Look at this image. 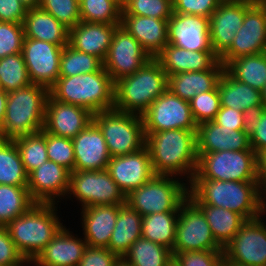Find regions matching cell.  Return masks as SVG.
Masks as SVG:
<instances>
[{"label":"cell","instance_id":"obj_1","mask_svg":"<svg viewBox=\"0 0 266 266\" xmlns=\"http://www.w3.org/2000/svg\"><path fill=\"white\" fill-rule=\"evenodd\" d=\"M196 132L170 129L145 133V146L155 175L178 176L188 184L192 181L198 164Z\"/></svg>","mask_w":266,"mask_h":266},{"label":"cell","instance_id":"obj_2","mask_svg":"<svg viewBox=\"0 0 266 266\" xmlns=\"http://www.w3.org/2000/svg\"><path fill=\"white\" fill-rule=\"evenodd\" d=\"M188 197L196 205L223 207L242 215L246 220L262 215L257 181L192 179L188 184Z\"/></svg>","mask_w":266,"mask_h":266},{"label":"cell","instance_id":"obj_3","mask_svg":"<svg viewBox=\"0 0 266 266\" xmlns=\"http://www.w3.org/2000/svg\"><path fill=\"white\" fill-rule=\"evenodd\" d=\"M57 207L52 203H35L6 225L17 250L26 260L35 259L65 226L57 215Z\"/></svg>","mask_w":266,"mask_h":266},{"label":"cell","instance_id":"obj_4","mask_svg":"<svg viewBox=\"0 0 266 266\" xmlns=\"http://www.w3.org/2000/svg\"><path fill=\"white\" fill-rule=\"evenodd\" d=\"M167 86L166 72L155 58H151L134 74L114 82L113 108L141 116Z\"/></svg>","mask_w":266,"mask_h":266},{"label":"cell","instance_id":"obj_5","mask_svg":"<svg viewBox=\"0 0 266 266\" xmlns=\"http://www.w3.org/2000/svg\"><path fill=\"white\" fill-rule=\"evenodd\" d=\"M49 94L60 102L82 106L92 114L114 106V82L104 67L97 72L59 77Z\"/></svg>","mask_w":266,"mask_h":266},{"label":"cell","instance_id":"obj_6","mask_svg":"<svg viewBox=\"0 0 266 266\" xmlns=\"http://www.w3.org/2000/svg\"><path fill=\"white\" fill-rule=\"evenodd\" d=\"M48 95L47 87L33 83L9 92L0 139L14 140L20 136L40 132L44 126Z\"/></svg>","mask_w":266,"mask_h":266},{"label":"cell","instance_id":"obj_7","mask_svg":"<svg viewBox=\"0 0 266 266\" xmlns=\"http://www.w3.org/2000/svg\"><path fill=\"white\" fill-rule=\"evenodd\" d=\"M183 181L176 176L154 175L126 196V204L142 217L155 213L179 212L180 204L188 197V183Z\"/></svg>","mask_w":266,"mask_h":266},{"label":"cell","instance_id":"obj_8","mask_svg":"<svg viewBox=\"0 0 266 266\" xmlns=\"http://www.w3.org/2000/svg\"><path fill=\"white\" fill-rule=\"evenodd\" d=\"M102 131L111 157L134 153L145 146L143 120L140 115L116 109L93 114Z\"/></svg>","mask_w":266,"mask_h":266},{"label":"cell","instance_id":"obj_9","mask_svg":"<svg viewBox=\"0 0 266 266\" xmlns=\"http://www.w3.org/2000/svg\"><path fill=\"white\" fill-rule=\"evenodd\" d=\"M198 164L192 179L257 181V154L254 150L197 153Z\"/></svg>","mask_w":266,"mask_h":266},{"label":"cell","instance_id":"obj_10","mask_svg":"<svg viewBox=\"0 0 266 266\" xmlns=\"http://www.w3.org/2000/svg\"><path fill=\"white\" fill-rule=\"evenodd\" d=\"M75 197L81 207L96 205H124L126 196L107 169L72 171L66 198Z\"/></svg>","mask_w":266,"mask_h":266},{"label":"cell","instance_id":"obj_11","mask_svg":"<svg viewBox=\"0 0 266 266\" xmlns=\"http://www.w3.org/2000/svg\"><path fill=\"white\" fill-rule=\"evenodd\" d=\"M207 250L223 248L216 242L202 210L187 197L179 206L172 254Z\"/></svg>","mask_w":266,"mask_h":266},{"label":"cell","instance_id":"obj_12","mask_svg":"<svg viewBox=\"0 0 266 266\" xmlns=\"http://www.w3.org/2000/svg\"><path fill=\"white\" fill-rule=\"evenodd\" d=\"M144 133L170 129L197 130L189 101L181 99L170 90L160 95L141 115Z\"/></svg>","mask_w":266,"mask_h":266},{"label":"cell","instance_id":"obj_13","mask_svg":"<svg viewBox=\"0 0 266 266\" xmlns=\"http://www.w3.org/2000/svg\"><path fill=\"white\" fill-rule=\"evenodd\" d=\"M261 215L247 220L223 248L224 257L241 266H266V221Z\"/></svg>","mask_w":266,"mask_h":266},{"label":"cell","instance_id":"obj_14","mask_svg":"<svg viewBox=\"0 0 266 266\" xmlns=\"http://www.w3.org/2000/svg\"><path fill=\"white\" fill-rule=\"evenodd\" d=\"M262 52H266V1L256 0L246 10L242 27L219 61L226 66L232 59Z\"/></svg>","mask_w":266,"mask_h":266},{"label":"cell","instance_id":"obj_15","mask_svg":"<svg viewBox=\"0 0 266 266\" xmlns=\"http://www.w3.org/2000/svg\"><path fill=\"white\" fill-rule=\"evenodd\" d=\"M149 59L150 55L141 44L121 25L112 37L103 67L113 82L122 77L134 74Z\"/></svg>","mask_w":266,"mask_h":266},{"label":"cell","instance_id":"obj_16","mask_svg":"<svg viewBox=\"0 0 266 266\" xmlns=\"http://www.w3.org/2000/svg\"><path fill=\"white\" fill-rule=\"evenodd\" d=\"M63 47L46 41L24 38L22 54L33 84L50 89L56 83Z\"/></svg>","mask_w":266,"mask_h":266},{"label":"cell","instance_id":"obj_17","mask_svg":"<svg viewBox=\"0 0 266 266\" xmlns=\"http://www.w3.org/2000/svg\"><path fill=\"white\" fill-rule=\"evenodd\" d=\"M256 0H223L209 18L210 42L220 58L232 45L242 27L246 10Z\"/></svg>","mask_w":266,"mask_h":266},{"label":"cell","instance_id":"obj_18","mask_svg":"<svg viewBox=\"0 0 266 266\" xmlns=\"http://www.w3.org/2000/svg\"><path fill=\"white\" fill-rule=\"evenodd\" d=\"M70 174L71 171L64 166L47 160L28 175L27 188L31 199L35 203L52 204H57L64 197L66 199Z\"/></svg>","mask_w":266,"mask_h":266},{"label":"cell","instance_id":"obj_19","mask_svg":"<svg viewBox=\"0 0 266 266\" xmlns=\"http://www.w3.org/2000/svg\"><path fill=\"white\" fill-rule=\"evenodd\" d=\"M107 170L125 196L155 175L146 146L134 153L111 157Z\"/></svg>","mask_w":266,"mask_h":266},{"label":"cell","instance_id":"obj_20","mask_svg":"<svg viewBox=\"0 0 266 266\" xmlns=\"http://www.w3.org/2000/svg\"><path fill=\"white\" fill-rule=\"evenodd\" d=\"M93 121L86 108L47 97L43 130L54 136L73 139Z\"/></svg>","mask_w":266,"mask_h":266},{"label":"cell","instance_id":"obj_21","mask_svg":"<svg viewBox=\"0 0 266 266\" xmlns=\"http://www.w3.org/2000/svg\"><path fill=\"white\" fill-rule=\"evenodd\" d=\"M168 44L189 51H213L209 18L173 12L168 20Z\"/></svg>","mask_w":266,"mask_h":266},{"label":"cell","instance_id":"obj_22","mask_svg":"<svg viewBox=\"0 0 266 266\" xmlns=\"http://www.w3.org/2000/svg\"><path fill=\"white\" fill-rule=\"evenodd\" d=\"M74 170H104L111 158L102 131L91 121L73 139Z\"/></svg>","mask_w":266,"mask_h":266},{"label":"cell","instance_id":"obj_23","mask_svg":"<svg viewBox=\"0 0 266 266\" xmlns=\"http://www.w3.org/2000/svg\"><path fill=\"white\" fill-rule=\"evenodd\" d=\"M196 141L197 153L253 150L249 137L243 130L220 126L214 121L198 124Z\"/></svg>","mask_w":266,"mask_h":266},{"label":"cell","instance_id":"obj_24","mask_svg":"<svg viewBox=\"0 0 266 266\" xmlns=\"http://www.w3.org/2000/svg\"><path fill=\"white\" fill-rule=\"evenodd\" d=\"M64 226L34 259L41 266H77L88 244Z\"/></svg>","mask_w":266,"mask_h":266},{"label":"cell","instance_id":"obj_25","mask_svg":"<svg viewBox=\"0 0 266 266\" xmlns=\"http://www.w3.org/2000/svg\"><path fill=\"white\" fill-rule=\"evenodd\" d=\"M121 205L87 206L81 210L83 238L88 246L108 247Z\"/></svg>","mask_w":266,"mask_h":266},{"label":"cell","instance_id":"obj_26","mask_svg":"<svg viewBox=\"0 0 266 266\" xmlns=\"http://www.w3.org/2000/svg\"><path fill=\"white\" fill-rule=\"evenodd\" d=\"M154 58L167 76L210 70L219 61L213 51H189L172 44H167Z\"/></svg>","mask_w":266,"mask_h":266},{"label":"cell","instance_id":"obj_27","mask_svg":"<svg viewBox=\"0 0 266 266\" xmlns=\"http://www.w3.org/2000/svg\"><path fill=\"white\" fill-rule=\"evenodd\" d=\"M121 26L141 44L151 58L168 44V20L122 14Z\"/></svg>","mask_w":266,"mask_h":266},{"label":"cell","instance_id":"obj_28","mask_svg":"<svg viewBox=\"0 0 266 266\" xmlns=\"http://www.w3.org/2000/svg\"><path fill=\"white\" fill-rule=\"evenodd\" d=\"M119 25L121 24L80 21L70 29L69 45L75 50L94 55L103 62Z\"/></svg>","mask_w":266,"mask_h":266},{"label":"cell","instance_id":"obj_29","mask_svg":"<svg viewBox=\"0 0 266 266\" xmlns=\"http://www.w3.org/2000/svg\"><path fill=\"white\" fill-rule=\"evenodd\" d=\"M225 66L218 61L210 70L176 73L168 76L167 89L190 101L195 95L217 88Z\"/></svg>","mask_w":266,"mask_h":266},{"label":"cell","instance_id":"obj_30","mask_svg":"<svg viewBox=\"0 0 266 266\" xmlns=\"http://www.w3.org/2000/svg\"><path fill=\"white\" fill-rule=\"evenodd\" d=\"M23 27L25 38L46 41L58 46L69 44L70 29L40 7L27 10Z\"/></svg>","mask_w":266,"mask_h":266},{"label":"cell","instance_id":"obj_31","mask_svg":"<svg viewBox=\"0 0 266 266\" xmlns=\"http://www.w3.org/2000/svg\"><path fill=\"white\" fill-rule=\"evenodd\" d=\"M141 234L142 216L125 203L119 208L118 218L107 248L118 257H123Z\"/></svg>","mask_w":266,"mask_h":266},{"label":"cell","instance_id":"obj_32","mask_svg":"<svg viewBox=\"0 0 266 266\" xmlns=\"http://www.w3.org/2000/svg\"><path fill=\"white\" fill-rule=\"evenodd\" d=\"M221 107L244 112L253 106H262L261 92L234 79L226 70L218 81Z\"/></svg>","mask_w":266,"mask_h":266},{"label":"cell","instance_id":"obj_33","mask_svg":"<svg viewBox=\"0 0 266 266\" xmlns=\"http://www.w3.org/2000/svg\"><path fill=\"white\" fill-rule=\"evenodd\" d=\"M203 212L216 242L224 248L247 221L242 215L210 205H197Z\"/></svg>","mask_w":266,"mask_h":266},{"label":"cell","instance_id":"obj_34","mask_svg":"<svg viewBox=\"0 0 266 266\" xmlns=\"http://www.w3.org/2000/svg\"><path fill=\"white\" fill-rule=\"evenodd\" d=\"M225 70L237 81L262 92L266 83V52L232 59Z\"/></svg>","mask_w":266,"mask_h":266},{"label":"cell","instance_id":"obj_35","mask_svg":"<svg viewBox=\"0 0 266 266\" xmlns=\"http://www.w3.org/2000/svg\"><path fill=\"white\" fill-rule=\"evenodd\" d=\"M178 213H155L142 217L141 237L173 251Z\"/></svg>","mask_w":266,"mask_h":266},{"label":"cell","instance_id":"obj_36","mask_svg":"<svg viewBox=\"0 0 266 266\" xmlns=\"http://www.w3.org/2000/svg\"><path fill=\"white\" fill-rule=\"evenodd\" d=\"M0 184L28 186V174L14 140L0 139Z\"/></svg>","mask_w":266,"mask_h":266},{"label":"cell","instance_id":"obj_37","mask_svg":"<svg viewBox=\"0 0 266 266\" xmlns=\"http://www.w3.org/2000/svg\"><path fill=\"white\" fill-rule=\"evenodd\" d=\"M123 257L132 266H166L174 256L168 248L140 237Z\"/></svg>","mask_w":266,"mask_h":266},{"label":"cell","instance_id":"obj_38","mask_svg":"<svg viewBox=\"0 0 266 266\" xmlns=\"http://www.w3.org/2000/svg\"><path fill=\"white\" fill-rule=\"evenodd\" d=\"M35 202L27 187L0 184V224L7 225L11 220L25 213Z\"/></svg>","mask_w":266,"mask_h":266},{"label":"cell","instance_id":"obj_39","mask_svg":"<svg viewBox=\"0 0 266 266\" xmlns=\"http://www.w3.org/2000/svg\"><path fill=\"white\" fill-rule=\"evenodd\" d=\"M80 15L88 23L121 24L122 0H83Z\"/></svg>","mask_w":266,"mask_h":266},{"label":"cell","instance_id":"obj_40","mask_svg":"<svg viewBox=\"0 0 266 266\" xmlns=\"http://www.w3.org/2000/svg\"><path fill=\"white\" fill-rule=\"evenodd\" d=\"M102 67L103 62L98 57L75 50L67 44L61 53L59 77L97 72Z\"/></svg>","mask_w":266,"mask_h":266},{"label":"cell","instance_id":"obj_41","mask_svg":"<svg viewBox=\"0 0 266 266\" xmlns=\"http://www.w3.org/2000/svg\"><path fill=\"white\" fill-rule=\"evenodd\" d=\"M14 142L28 175L48 160L46 136L41 131L17 137Z\"/></svg>","mask_w":266,"mask_h":266},{"label":"cell","instance_id":"obj_42","mask_svg":"<svg viewBox=\"0 0 266 266\" xmlns=\"http://www.w3.org/2000/svg\"><path fill=\"white\" fill-rule=\"evenodd\" d=\"M32 84L23 54L17 53L0 59L1 89L9 93Z\"/></svg>","mask_w":266,"mask_h":266},{"label":"cell","instance_id":"obj_43","mask_svg":"<svg viewBox=\"0 0 266 266\" xmlns=\"http://www.w3.org/2000/svg\"><path fill=\"white\" fill-rule=\"evenodd\" d=\"M122 14L169 20L173 14V0H122Z\"/></svg>","mask_w":266,"mask_h":266},{"label":"cell","instance_id":"obj_44","mask_svg":"<svg viewBox=\"0 0 266 266\" xmlns=\"http://www.w3.org/2000/svg\"><path fill=\"white\" fill-rule=\"evenodd\" d=\"M39 7L69 29L81 21L80 4L77 0H40Z\"/></svg>","mask_w":266,"mask_h":266},{"label":"cell","instance_id":"obj_45","mask_svg":"<svg viewBox=\"0 0 266 266\" xmlns=\"http://www.w3.org/2000/svg\"><path fill=\"white\" fill-rule=\"evenodd\" d=\"M41 132L46 136V150L48 160L60 164L74 171L75 157L72 139L54 136L43 129Z\"/></svg>","mask_w":266,"mask_h":266},{"label":"cell","instance_id":"obj_46","mask_svg":"<svg viewBox=\"0 0 266 266\" xmlns=\"http://www.w3.org/2000/svg\"><path fill=\"white\" fill-rule=\"evenodd\" d=\"M189 104L197 125L213 121L221 107L218 88L195 95Z\"/></svg>","mask_w":266,"mask_h":266},{"label":"cell","instance_id":"obj_47","mask_svg":"<svg viewBox=\"0 0 266 266\" xmlns=\"http://www.w3.org/2000/svg\"><path fill=\"white\" fill-rule=\"evenodd\" d=\"M24 38L23 24L0 22V59L22 53Z\"/></svg>","mask_w":266,"mask_h":266},{"label":"cell","instance_id":"obj_48","mask_svg":"<svg viewBox=\"0 0 266 266\" xmlns=\"http://www.w3.org/2000/svg\"><path fill=\"white\" fill-rule=\"evenodd\" d=\"M222 1L223 0H173V12L210 18Z\"/></svg>","mask_w":266,"mask_h":266},{"label":"cell","instance_id":"obj_49","mask_svg":"<svg viewBox=\"0 0 266 266\" xmlns=\"http://www.w3.org/2000/svg\"><path fill=\"white\" fill-rule=\"evenodd\" d=\"M223 257V250L185 251L174 255L181 266H215Z\"/></svg>","mask_w":266,"mask_h":266},{"label":"cell","instance_id":"obj_50","mask_svg":"<svg viewBox=\"0 0 266 266\" xmlns=\"http://www.w3.org/2000/svg\"><path fill=\"white\" fill-rule=\"evenodd\" d=\"M25 260L12 241L6 225L0 224V266H20Z\"/></svg>","mask_w":266,"mask_h":266},{"label":"cell","instance_id":"obj_51","mask_svg":"<svg viewBox=\"0 0 266 266\" xmlns=\"http://www.w3.org/2000/svg\"><path fill=\"white\" fill-rule=\"evenodd\" d=\"M117 259L108 248L87 246L77 266H113Z\"/></svg>","mask_w":266,"mask_h":266},{"label":"cell","instance_id":"obj_52","mask_svg":"<svg viewBox=\"0 0 266 266\" xmlns=\"http://www.w3.org/2000/svg\"><path fill=\"white\" fill-rule=\"evenodd\" d=\"M27 10L20 0H0V22L23 24Z\"/></svg>","mask_w":266,"mask_h":266},{"label":"cell","instance_id":"obj_53","mask_svg":"<svg viewBox=\"0 0 266 266\" xmlns=\"http://www.w3.org/2000/svg\"><path fill=\"white\" fill-rule=\"evenodd\" d=\"M213 121L233 130H243V112L230 107H220Z\"/></svg>","mask_w":266,"mask_h":266},{"label":"cell","instance_id":"obj_54","mask_svg":"<svg viewBox=\"0 0 266 266\" xmlns=\"http://www.w3.org/2000/svg\"><path fill=\"white\" fill-rule=\"evenodd\" d=\"M250 146L258 155L263 150H266V110L259 119L257 128L249 137Z\"/></svg>","mask_w":266,"mask_h":266},{"label":"cell","instance_id":"obj_55","mask_svg":"<svg viewBox=\"0 0 266 266\" xmlns=\"http://www.w3.org/2000/svg\"><path fill=\"white\" fill-rule=\"evenodd\" d=\"M265 108L263 106H253L243 112V131L250 137L257 128L259 119Z\"/></svg>","mask_w":266,"mask_h":266},{"label":"cell","instance_id":"obj_56","mask_svg":"<svg viewBox=\"0 0 266 266\" xmlns=\"http://www.w3.org/2000/svg\"><path fill=\"white\" fill-rule=\"evenodd\" d=\"M257 182L259 190L266 184V150L257 155Z\"/></svg>","mask_w":266,"mask_h":266},{"label":"cell","instance_id":"obj_57","mask_svg":"<svg viewBox=\"0 0 266 266\" xmlns=\"http://www.w3.org/2000/svg\"><path fill=\"white\" fill-rule=\"evenodd\" d=\"M8 93L0 89V131L2 130L6 114V102Z\"/></svg>","mask_w":266,"mask_h":266},{"label":"cell","instance_id":"obj_58","mask_svg":"<svg viewBox=\"0 0 266 266\" xmlns=\"http://www.w3.org/2000/svg\"><path fill=\"white\" fill-rule=\"evenodd\" d=\"M260 193V210L263 217L266 214V184L259 190Z\"/></svg>","mask_w":266,"mask_h":266},{"label":"cell","instance_id":"obj_59","mask_svg":"<svg viewBox=\"0 0 266 266\" xmlns=\"http://www.w3.org/2000/svg\"><path fill=\"white\" fill-rule=\"evenodd\" d=\"M28 9L39 7L40 0H20Z\"/></svg>","mask_w":266,"mask_h":266},{"label":"cell","instance_id":"obj_60","mask_svg":"<svg viewBox=\"0 0 266 266\" xmlns=\"http://www.w3.org/2000/svg\"><path fill=\"white\" fill-rule=\"evenodd\" d=\"M113 266H132L124 257H118Z\"/></svg>","mask_w":266,"mask_h":266},{"label":"cell","instance_id":"obj_61","mask_svg":"<svg viewBox=\"0 0 266 266\" xmlns=\"http://www.w3.org/2000/svg\"><path fill=\"white\" fill-rule=\"evenodd\" d=\"M215 266H231V262L223 257Z\"/></svg>","mask_w":266,"mask_h":266},{"label":"cell","instance_id":"obj_62","mask_svg":"<svg viewBox=\"0 0 266 266\" xmlns=\"http://www.w3.org/2000/svg\"><path fill=\"white\" fill-rule=\"evenodd\" d=\"M261 97H262V106L266 110V83H265L264 89L261 92Z\"/></svg>","mask_w":266,"mask_h":266},{"label":"cell","instance_id":"obj_63","mask_svg":"<svg viewBox=\"0 0 266 266\" xmlns=\"http://www.w3.org/2000/svg\"><path fill=\"white\" fill-rule=\"evenodd\" d=\"M28 264H29V265H30V264H31V265L33 264L32 266H35V265H36V266H41L40 264H38L37 262H35L34 259H33V260H25L20 266H24V265H25V266H29Z\"/></svg>","mask_w":266,"mask_h":266},{"label":"cell","instance_id":"obj_64","mask_svg":"<svg viewBox=\"0 0 266 266\" xmlns=\"http://www.w3.org/2000/svg\"><path fill=\"white\" fill-rule=\"evenodd\" d=\"M166 266H181L179 262L173 257L172 260Z\"/></svg>","mask_w":266,"mask_h":266}]
</instances>
